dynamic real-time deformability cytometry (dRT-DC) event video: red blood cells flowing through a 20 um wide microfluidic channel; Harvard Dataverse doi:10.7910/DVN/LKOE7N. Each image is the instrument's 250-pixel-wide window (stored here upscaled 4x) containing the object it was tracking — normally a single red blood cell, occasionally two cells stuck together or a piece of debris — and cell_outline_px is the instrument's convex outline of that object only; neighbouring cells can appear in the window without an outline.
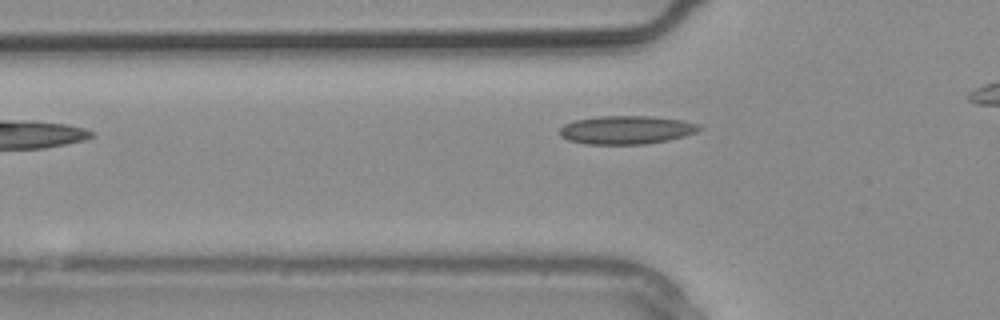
{"species": "common noctule bat (a hibernating species)", "species_latin": "Nyctalus noctula", "temperature_condition": "warm", "stored_images_in_passage": 3, "camera_frame_rate_fps": 3000, "um_per_image_px": 0.085, "animal": {"sex": "male", "body_mass_g": 20.4}, "frame": {"image": 1, "passage_image": 2, "time_ms": 0.333, "image_size_px": [1000, 320], "cell_outline_px": [[704, 128], [696, 132], [684, 136], [668, 140], [644, 144], [584, 144], [568, 140], [560, 136], [560, 128], [564, 124], [576, 120], [600, 116], [648, 116], [684, 120], [700, 124]], "centroid_in_image_um": [53.27, 11.04], "position_along_channel_um": 72.5, "area_um2": 23.18}}